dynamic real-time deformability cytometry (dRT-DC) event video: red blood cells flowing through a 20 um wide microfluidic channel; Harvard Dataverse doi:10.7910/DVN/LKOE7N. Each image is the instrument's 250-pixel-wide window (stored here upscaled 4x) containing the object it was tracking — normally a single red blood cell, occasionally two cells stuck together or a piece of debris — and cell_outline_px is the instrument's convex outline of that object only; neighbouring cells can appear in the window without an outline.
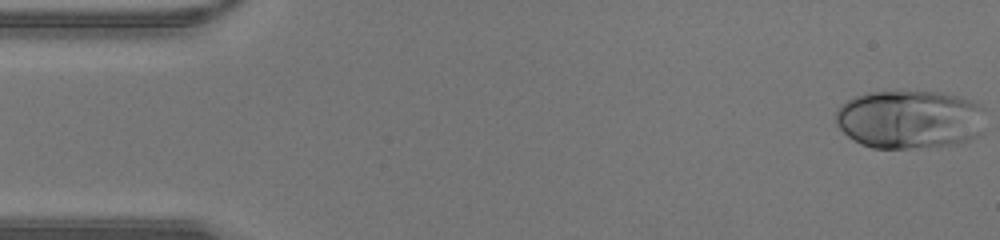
{"species": "human", "species_latin": "Homo sapiens", "temperature_condition": "warm", "stored_images_in_passage": 42, "camera_frame_rate_fps": 3000, "um_per_image_px": 0.085, "donor": {"sex": "male"}, "frame": {"image": 1, "passage_image": 1, "time_ms": 0.0, "image_size_px": [1000, 240], "cell_outline_px": [[984, 108], [980, 132], [976, 136], [968, 140], [956, 144], [908, 148], [872, 148], [860, 144], [848, 136], [836, 124], [836, 108], [840, 104], [856, 96], [868, 92], [940, 92], [976, 100], [984, 104]], "centroid_in_image_um": [77.32, 10.13], "position_along_channel_um": 7.7, "area_um2": 51.33}}
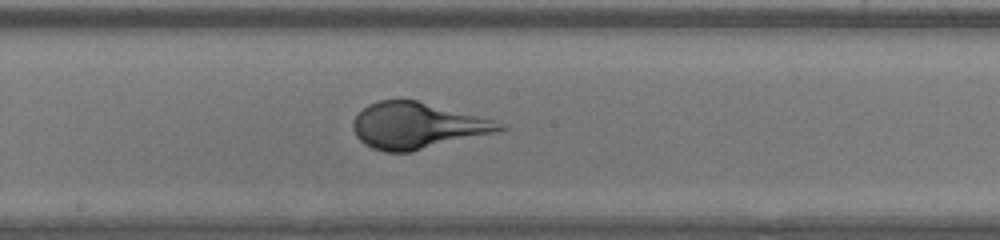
{"frame": {"image": 2, "passage_image": 22, "time_ms": 7.0, "image_size_px": [1000, 240], "cell_outline_px": [[508, 128], [412, 152], [384, 152], [372, 148], [364, 144], [356, 136], [352, 128], [352, 120], [368, 104], [380, 100], [416, 100], [496, 120], [508, 124]], "centroid_in_image_um": [35.44, 10.68], "position_along_channel_um": 212.8, "area_um2": 39.25}}
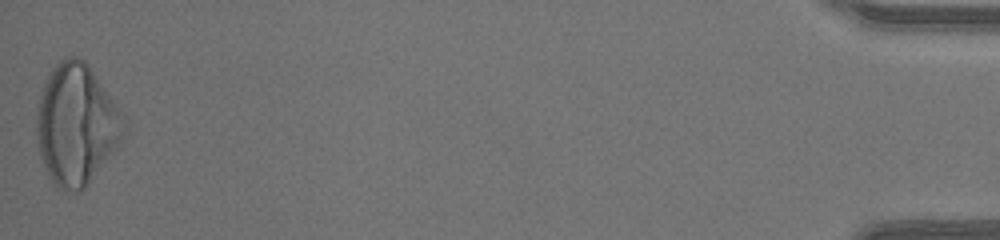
{"frame": {"image": 3, "passage_image": 42, "time_ms": 13.667, "image_size_px": [1000, 240], "cell_outline_px": [[128, 124], [120, 144], [88, 184], [80, 192], [76, 192], [60, 188], [52, 184], [40, 156], [36, 140], [36, 108], [44, 80], [52, 68], [64, 56], [76, 56], [84, 60], [88, 64], [116, 104], [124, 116]], "centroid_in_image_um": [6.48, 10.57], "position_along_channel_um": 428.7, "area_um2": 61.9}}